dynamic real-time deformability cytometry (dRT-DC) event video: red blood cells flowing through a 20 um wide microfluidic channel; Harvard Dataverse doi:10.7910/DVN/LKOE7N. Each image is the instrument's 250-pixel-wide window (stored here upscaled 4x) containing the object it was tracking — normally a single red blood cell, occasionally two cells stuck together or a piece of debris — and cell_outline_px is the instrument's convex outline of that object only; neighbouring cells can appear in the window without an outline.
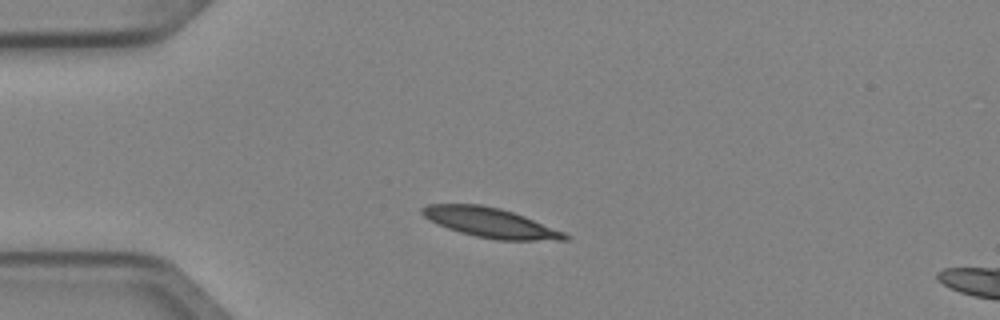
{"species": "Egyptian fruit bat (a non-hibernating species)", "species_latin": "Rousettus aegyptiacus", "temperature_condition": "cold", "stored_images_in_passage": 3, "camera_frame_rate_fps": 3000, "um_per_image_px": 0.085, "animal": {"sex": "female"}, "frame": {"image": 1, "passage_image": 1, "time_ms": 0.0, "image_size_px": [1000, 320], "cell_outline_px": [[572, 236], [568, 240], [496, 240], [476, 236], [460, 232], [448, 228], [428, 220], [420, 212], [420, 208], [428, 204], [480, 204], [500, 208], [524, 216], [564, 232]], "centroid_in_image_um": [41.67, 18.92], "position_along_channel_um": 43.3, "area_um2": 24.62}}
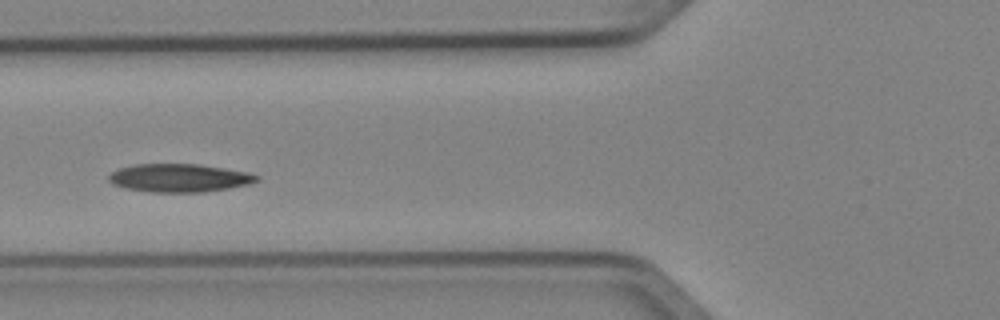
{"frame": {"image": 2, "passage_image": 3, "time_ms": 0.667, "image_size_px": [1000, 320], "cell_outline_px": [[260, 180], [252, 184], [204, 192], [148, 192], [124, 188], [112, 184], [108, 180], [108, 176], [112, 172], [120, 168], [132, 164], [200, 164], [248, 172], [260, 176]], "centroid_in_image_um": [15.25, 15.12], "position_along_channel_um": 110.5, "area_um2": 24.57}}